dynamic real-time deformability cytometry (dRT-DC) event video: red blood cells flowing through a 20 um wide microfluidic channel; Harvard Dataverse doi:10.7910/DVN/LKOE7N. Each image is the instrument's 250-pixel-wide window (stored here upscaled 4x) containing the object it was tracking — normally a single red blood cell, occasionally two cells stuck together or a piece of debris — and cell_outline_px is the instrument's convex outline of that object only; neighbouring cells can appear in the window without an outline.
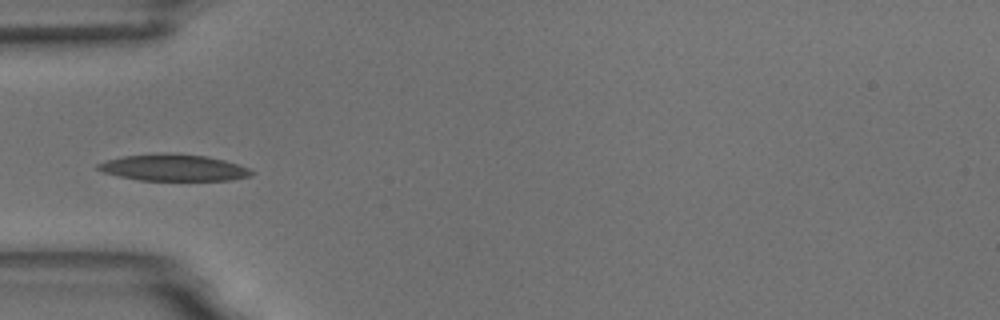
{"species": "common noctule bat (a hibernating species)", "species_latin": "Nyctalus noctula", "temperature_condition": "room temperature", "stored_images_in_passage": 6, "camera_frame_rate_fps": 3000, "um_per_image_px": 0.085, "animal": {"sex": "male", "body_mass_g": 18.8}, "frame": {"image": 1, "passage_image": 6, "time_ms": 6.667, "image_size_px": [1000, 320], "cell_outline_px": [[256, 172], [252, 176], [232, 180], [140, 180], [120, 176], [104, 172], [96, 168], [96, 164], [108, 160], [124, 156], [168, 152], [176, 152], [208, 156], [224, 160], [248, 168]], "centroid_in_image_um": [14.8, 14.24], "position_along_channel_um": 70.2, "area_um2": 23.87}}